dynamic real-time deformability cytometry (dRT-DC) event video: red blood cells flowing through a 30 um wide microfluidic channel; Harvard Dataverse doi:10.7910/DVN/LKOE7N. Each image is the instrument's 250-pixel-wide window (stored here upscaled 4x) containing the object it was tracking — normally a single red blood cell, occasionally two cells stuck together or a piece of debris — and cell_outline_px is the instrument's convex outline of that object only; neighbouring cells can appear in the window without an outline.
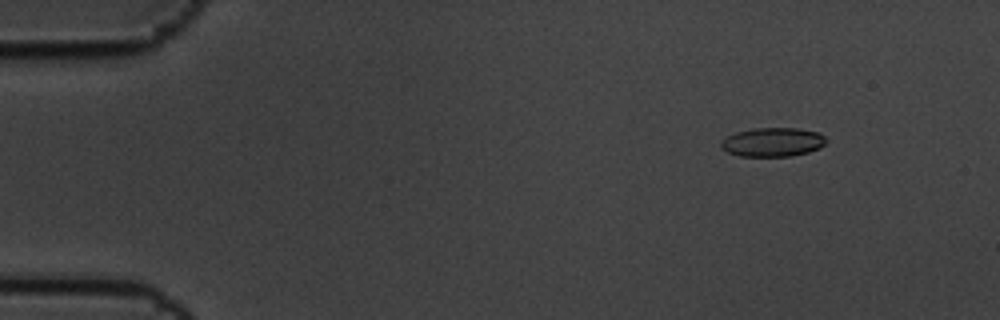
{"species": "common noctule bat (a hibernating species)", "species_latin": "Nyctalus noctula", "temperature_condition": "cold", "stored_images_in_passage": 15, "camera_frame_rate_fps": 3000, "um_per_image_px": 0.085, "animal": {"sex": "male", "body_mass_g": 19.5, "forearm_length_mm": 54.6}, "frame": {"image": 1, "passage_image": 2, "time_ms": 0.333, "image_size_px": [1000, 320], "cell_outline_px": [[828, 140], [820, 148], [808, 152], [792, 156], [740, 156], [728, 152], [720, 148], [720, 144], [728, 136], [736, 132], [752, 128], [796, 128], [820, 132]], "centroid_in_image_um": [65.71, 12.07], "position_along_channel_um": 19.3, "area_um2": 17.8}}
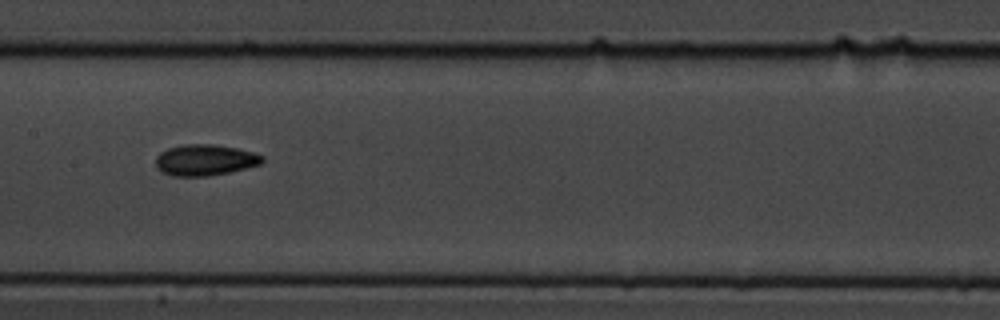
{"frame": {"image": 2, "passage_image": 8, "time_ms": 2.333, "image_size_px": [1000, 320], "cell_outline_px": [[264, 160], [260, 164], [228, 172], [208, 176], [172, 176], [160, 172], [156, 168], [156, 156], [160, 152], [168, 148], [184, 144], [212, 144], [236, 148], [252, 152], [264, 156]], "centroid_in_image_um": [17.37, 13.6], "position_along_channel_um": 190.0, "area_um2": 19.31}}
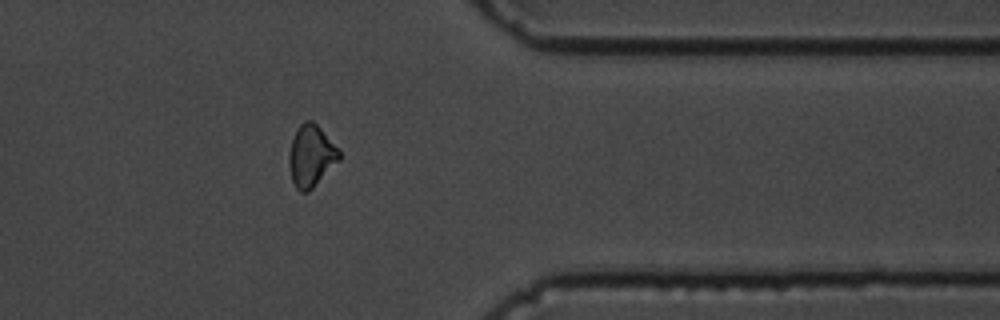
{"frame": {"image": 3, "passage_image": 13, "time_ms": 4.0, "image_size_px": [1000, 320], "cell_outline_px": [[340, 160], [308, 192], [300, 192], [296, 188], [292, 180], [288, 164], [288, 156], [292, 140], [296, 128], [304, 120], [312, 120], [340, 148]], "centroid_in_image_um": [26.44, 13.23], "position_along_channel_um": 385.0, "area_um2": 18.21}}